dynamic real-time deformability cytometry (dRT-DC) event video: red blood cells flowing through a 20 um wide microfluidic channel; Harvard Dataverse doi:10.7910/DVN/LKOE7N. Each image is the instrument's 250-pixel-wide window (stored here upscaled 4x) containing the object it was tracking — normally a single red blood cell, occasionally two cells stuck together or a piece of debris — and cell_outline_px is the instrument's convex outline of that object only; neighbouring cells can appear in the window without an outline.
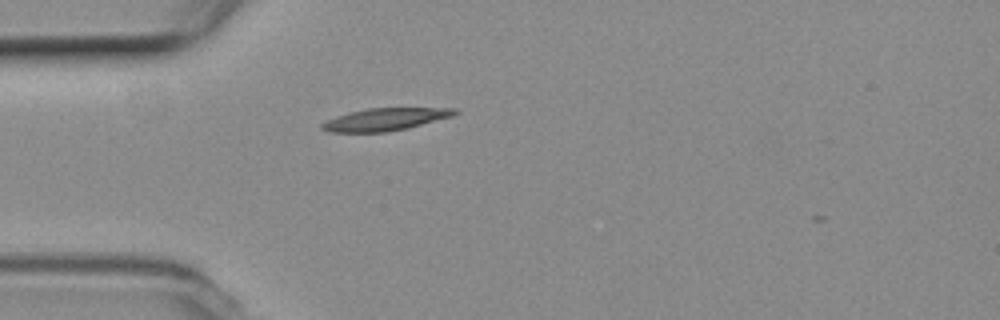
{"species": "common noctule bat (a hibernating species)", "species_latin": "Nyctalus noctula", "temperature_condition": "room temperature", "stored_images_in_passage": 38, "camera_frame_rate_fps": 3000, "um_per_image_px": 0.085, "animal": {"sex": "female", "body_mass_g": 19.3, "forearm_length_mm": 54.1}, "frame": {"image": 1, "passage_image": 1, "time_ms": 0.0, "image_size_px": [1000, 320], "cell_outline_px": [[460, 112], [452, 116], [408, 128], [384, 132], [328, 132], [320, 128], [320, 124], [336, 116], [368, 108], [456, 108]], "centroid_in_image_um": [32.74, 10.15], "position_along_channel_um": 52.3, "area_um2": 17.22}}
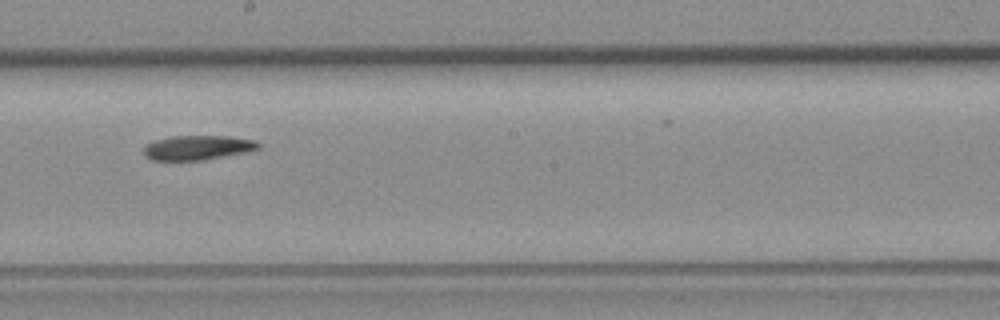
{"frame": {"image": 2, "passage_image": 16, "time_ms": 5.0, "image_size_px": [1000, 320], "cell_outline_px": [[260, 148], [244, 152], [200, 160], [152, 160], [144, 156], [144, 144], [168, 136], [228, 136], [256, 140], [260, 144]], "centroid_in_image_um": [16.75, 12.53], "position_along_channel_um": 231.4, "area_um2": 16.3}}
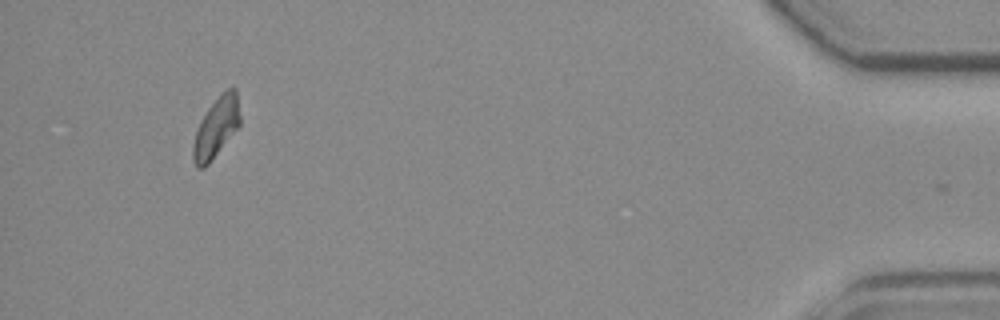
{"frame": {"image": 3, "passage_image": 37, "time_ms": 12.0, "image_size_px": [1000, 320], "cell_outline_px": [[240, 124], [208, 164], [204, 168], [196, 168], [192, 160], [192, 148], [196, 132], [200, 120], [208, 108], [228, 88], [236, 88], [240, 116]], "centroid_in_image_um": [18.35, 10.87], "position_along_channel_um": 416.8, "area_um2": 16.07}, "authors_computed_cell_mechanics": {"area_um2": 16.762, "velocity_mm_per_s": 3.7478, "shape_relaxation_time_tau1_ms": 11.2929, "shape_relaxation_time_tau2_ms": 11.083, "deformation_change_tau1": 0.2295, "deformation_change_tau2": 0.208}}